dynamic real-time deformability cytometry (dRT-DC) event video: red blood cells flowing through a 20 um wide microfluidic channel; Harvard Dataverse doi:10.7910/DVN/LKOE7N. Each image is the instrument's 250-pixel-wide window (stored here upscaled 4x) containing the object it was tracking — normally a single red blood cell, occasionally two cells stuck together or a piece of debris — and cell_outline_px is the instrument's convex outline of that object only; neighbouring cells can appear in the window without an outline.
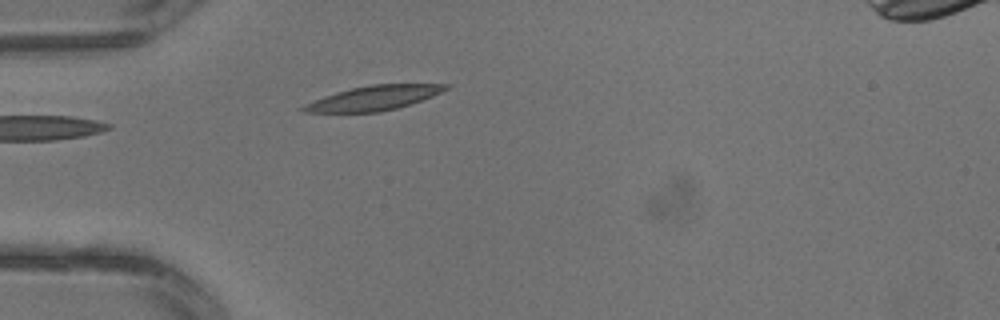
{"species": "common noctule bat (a hibernating species)", "species_latin": "Nyctalus noctula", "temperature_condition": "warm", "stored_images_in_passage": 4, "camera_frame_rate_fps": 3000, "um_per_image_px": 0.085, "animal": {"sex": "male", "body_mass_g": 13.3}, "frame": {"image": 1, "passage_image": 4, "time_ms": 1.0, "image_size_px": [1000, 320], "cell_outline_px": [[452, 84], [448, 88], [432, 96], [412, 104], [380, 112], [304, 112], [300, 108], [304, 104], [324, 96], [336, 92], [352, 88], [372, 84]], "centroid_in_image_um": [31.77, 8.33], "position_along_channel_um": 53.2, "area_um2": 20.17}}